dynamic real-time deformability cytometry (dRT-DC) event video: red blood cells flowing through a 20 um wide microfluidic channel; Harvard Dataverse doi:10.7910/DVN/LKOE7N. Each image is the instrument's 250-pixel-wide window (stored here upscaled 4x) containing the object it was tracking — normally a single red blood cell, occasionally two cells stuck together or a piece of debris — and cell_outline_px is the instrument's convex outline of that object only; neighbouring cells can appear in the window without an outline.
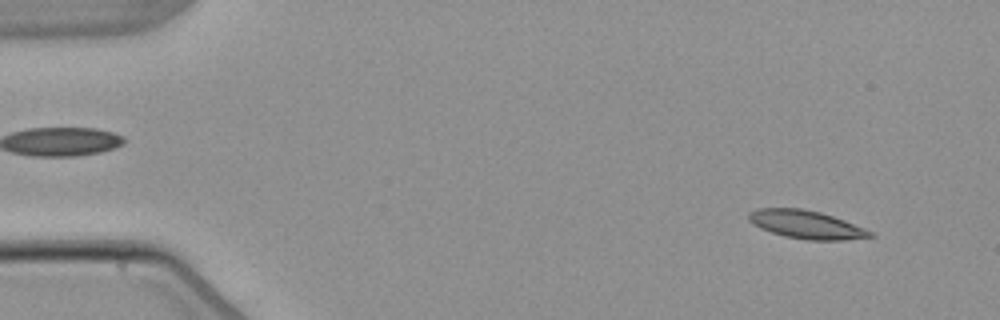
{"species": "common noctule bat (a hibernating species)", "species_latin": "Nyctalus noctula", "temperature_condition": "warm", "stored_images_in_passage": 3, "camera_frame_rate_fps": 3000, "um_per_image_px": 0.085, "animal": {"sex": "male", "body_mass_g": 21.5, "forearm_length_mm": 52.0}, "frame": {"image": 1, "passage_image": 1, "time_ms": 0.0, "image_size_px": [1000, 320], "cell_outline_px": [[876, 236], [844, 240], [808, 240], [784, 236], [760, 228], [752, 224], [748, 220], [748, 212], [756, 208], [804, 208], [820, 212], [844, 220], [864, 228], [872, 232]], "centroid_in_image_um": [68.5, 19.08], "position_along_channel_um": 16.5, "area_um2": 20.0}}
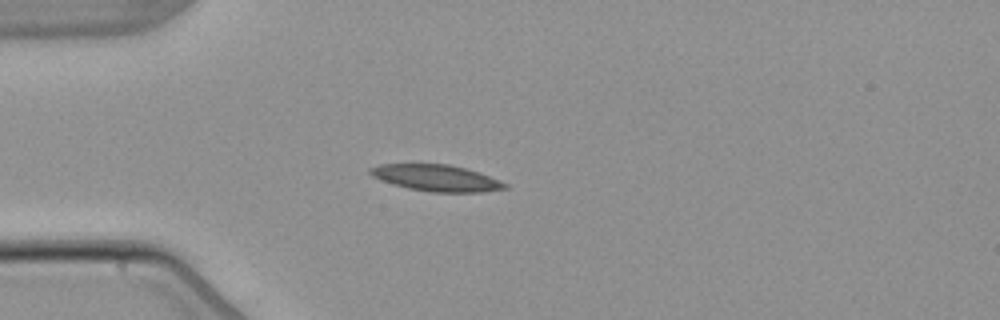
{"frame": {"image": 2, "passage_image": 3, "time_ms": 3.333, "image_size_px": [1000, 320], "cell_outline_px": [[508, 188], [484, 192], [432, 192], [408, 188], [392, 184], [372, 176], [368, 172], [368, 168], [380, 164], [448, 164], [480, 172], [508, 184]], "centroid_in_image_um": [37.09, 15.13], "position_along_channel_um": 47.9, "area_um2": 20.75}}